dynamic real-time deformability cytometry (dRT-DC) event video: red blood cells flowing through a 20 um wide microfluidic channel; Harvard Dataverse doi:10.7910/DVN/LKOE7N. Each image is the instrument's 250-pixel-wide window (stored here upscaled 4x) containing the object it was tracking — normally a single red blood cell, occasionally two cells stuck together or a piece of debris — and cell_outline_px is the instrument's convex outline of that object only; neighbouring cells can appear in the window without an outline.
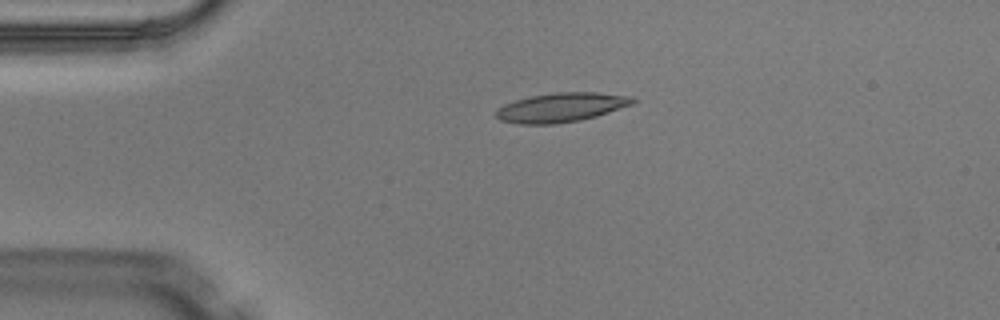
{"species": "Egyptian fruit bat (a non-hibernating species)", "species_latin": "Rousettus aegyptiacus", "temperature_condition": "warm", "stored_images_in_passage": 3, "camera_frame_rate_fps": 3000, "um_per_image_px": 0.085, "animal": {"sex": "male"}, "frame": {"image": 1, "passage_image": 1, "time_ms": 0.0, "image_size_px": [1000, 320], "cell_outline_px": [[636, 100], [632, 104], [596, 116], [580, 120], [556, 124], [520, 124], [500, 120], [496, 116], [496, 108], [504, 104], [528, 96], [556, 92], [596, 92], [632, 96]], "centroid_in_image_um": [47.68, 9.12], "position_along_channel_um": 37.3, "area_um2": 23.29}}